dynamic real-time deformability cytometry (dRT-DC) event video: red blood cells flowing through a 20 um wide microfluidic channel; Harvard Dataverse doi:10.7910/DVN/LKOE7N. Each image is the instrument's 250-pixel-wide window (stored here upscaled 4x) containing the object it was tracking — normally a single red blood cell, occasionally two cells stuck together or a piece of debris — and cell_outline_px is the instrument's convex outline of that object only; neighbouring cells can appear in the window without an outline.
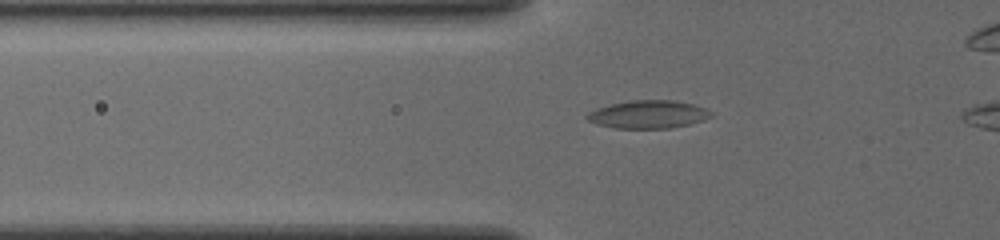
{"species": "common noctule bat (a hibernating species)", "species_latin": "Nyctalus noctula", "temperature_condition": "cold", "stored_images_in_passage": 6, "camera_frame_rate_fps": 3000, "um_per_image_px": 0.085, "animal": {"sex": "female", "body_mass_g": 19.5, "forearm_length_mm": 54.1}, "frame": {"image": 1, "passage_image": 3, "time_ms": 0.667, "image_size_px": [1000, 240], "cell_outline_px": [[712, 116], [704, 120], [688, 124], [668, 128], [616, 128], [596, 124], [588, 120], [584, 116], [588, 112], [596, 108], [612, 104], [632, 100], [672, 100], [692, 104], [708, 108], [712, 112]], "centroid_in_image_um": [55.1, 9.72], "position_along_channel_um": 70.7, "area_um2": 20.17}}